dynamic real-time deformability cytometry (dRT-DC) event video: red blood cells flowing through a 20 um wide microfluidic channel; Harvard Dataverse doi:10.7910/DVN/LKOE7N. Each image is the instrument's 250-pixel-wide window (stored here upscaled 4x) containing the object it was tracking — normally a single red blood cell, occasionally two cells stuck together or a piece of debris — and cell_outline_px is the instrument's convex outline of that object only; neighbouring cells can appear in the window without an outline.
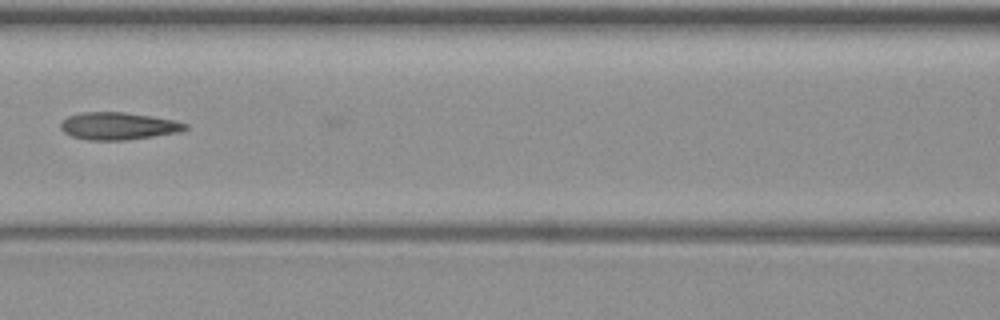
{"species": "common noctule bat (a hibernating species)", "species_latin": "Nyctalus noctula", "temperature_condition": "warm", "stored_images_in_passage": 6, "camera_frame_rate_fps": 3000, "um_per_image_px": 0.085, "animal": {"sex": "female", "body_mass_g": 19.3, "forearm_length_mm": 54.1}, "frame": {"image": 1, "passage_image": 6, "time_ms": 6.0, "image_size_px": [1000, 320], "cell_outline_px": [[188, 128], [180, 132], [128, 140], [88, 140], [72, 136], [64, 132], [60, 128], [60, 124], [68, 116], [80, 112], [124, 112], [152, 116], [172, 120], [188, 124]], "centroid_in_image_um": [10.05, 10.71], "position_along_channel_um": 156.5, "area_um2": 19.88}}